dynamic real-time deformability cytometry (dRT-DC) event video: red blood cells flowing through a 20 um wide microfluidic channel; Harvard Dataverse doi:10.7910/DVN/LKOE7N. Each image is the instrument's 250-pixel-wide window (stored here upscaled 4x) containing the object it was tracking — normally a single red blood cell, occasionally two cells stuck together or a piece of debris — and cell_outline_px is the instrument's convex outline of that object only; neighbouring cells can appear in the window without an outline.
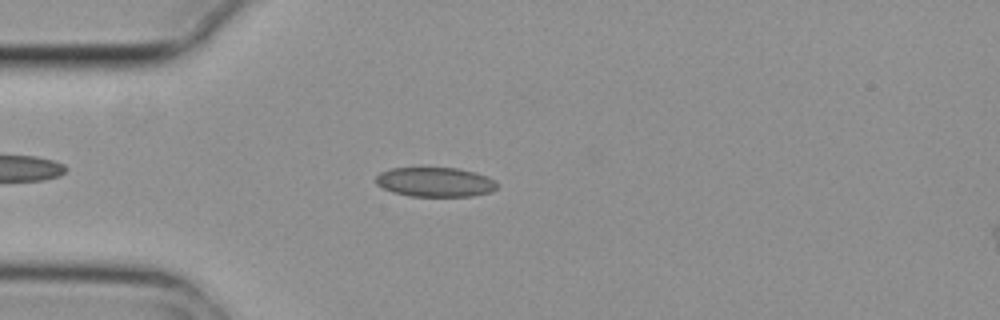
{"species": "common noctule bat (a hibernating species)", "species_latin": "Nyctalus noctula", "temperature_condition": "cold", "stored_images_in_passage": 5, "camera_frame_rate_fps": 3000, "um_per_image_px": 0.085, "animal": {"sex": "female", "body_mass_g": 29.2, "forearm_length_mm": 56.3}, "frame": {"image": 1, "passage_image": 4, "time_ms": 1.0, "image_size_px": [1000, 320], "cell_outline_px": [[496, 188], [492, 192], [472, 196], [408, 196], [392, 192], [376, 184], [376, 176], [380, 172], [392, 168], [456, 168], [476, 172], [488, 176], [496, 180]], "centroid_in_image_um": [37.01, 15.47], "position_along_channel_um": 48.0, "area_um2": 20.92}}